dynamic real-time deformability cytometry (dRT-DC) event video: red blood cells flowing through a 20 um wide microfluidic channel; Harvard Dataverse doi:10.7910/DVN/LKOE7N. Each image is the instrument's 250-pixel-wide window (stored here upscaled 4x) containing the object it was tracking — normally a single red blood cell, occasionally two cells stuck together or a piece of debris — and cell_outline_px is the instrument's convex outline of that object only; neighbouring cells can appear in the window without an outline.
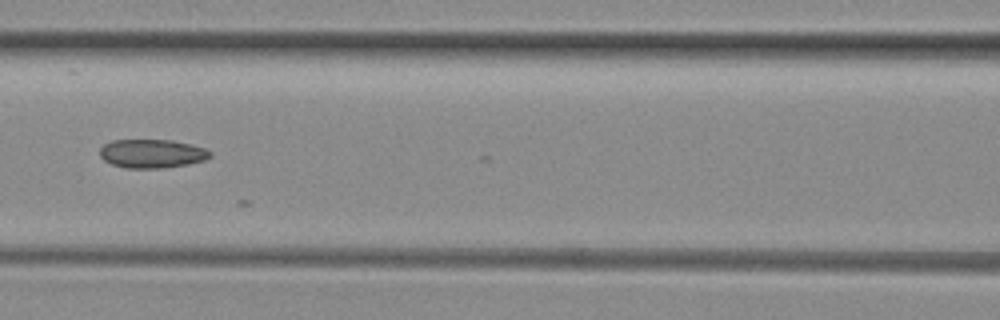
{"species": "common noctule bat (a hibernating species)", "species_latin": "Nyctalus noctula", "temperature_condition": "room temperature", "stored_images_in_passage": 30, "camera_frame_rate_fps": 3000, "um_per_image_px": 0.085, "animal": {"sex": "female", "body_mass_g": 29.2, "forearm_length_mm": 56.3}, "frame": {"image": 1, "passage_image": 22, "time_ms": 7.0, "image_size_px": [1000, 320], "cell_outline_px": [[212, 156], [204, 160], [188, 164], [164, 168], [124, 168], [112, 164], [104, 160], [100, 156], [100, 148], [104, 144], [112, 140], [172, 140], [204, 148], [212, 152]], "centroid_in_image_um": [12.9, 13.06], "position_along_channel_um": 153.7, "area_um2": 18.44}}